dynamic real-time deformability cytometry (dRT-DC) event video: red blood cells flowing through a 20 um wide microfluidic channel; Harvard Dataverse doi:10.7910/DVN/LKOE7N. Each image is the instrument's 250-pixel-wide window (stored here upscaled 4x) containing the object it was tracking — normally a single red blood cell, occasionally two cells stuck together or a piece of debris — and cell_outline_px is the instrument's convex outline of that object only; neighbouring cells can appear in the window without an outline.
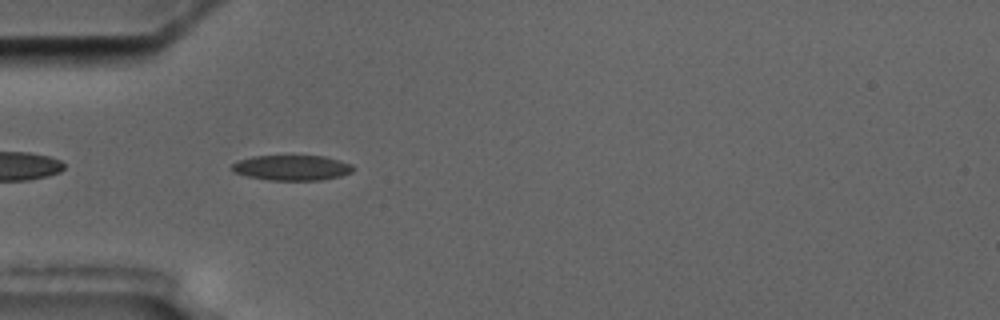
{"species": "common noctule bat (a hibernating species)", "species_latin": "Nyctalus noctula", "temperature_condition": "cold", "stored_images_in_passage": 7, "segment_of_instrument_passage": [2, 2], "camera_frame_rate_fps": 3000, "um_per_image_px": 0.085, "animal": {"sex": "male", "body_mass_g": 17.5, "forearm_length_mm": 52.3}, "frame": {"image": 1, "passage_image": 5, "time_ms": 5.333, "image_size_px": [1000, 320], "cell_outline_px": [[356, 168], [352, 172], [340, 176], [320, 180], [268, 180], [248, 176], [232, 172], [232, 164], [240, 160], [252, 156], [324, 156], [340, 160], [352, 164]], "centroid_in_image_um": [24.84, 14.26], "position_along_channel_um": 60.2, "area_um2": 17.86}}
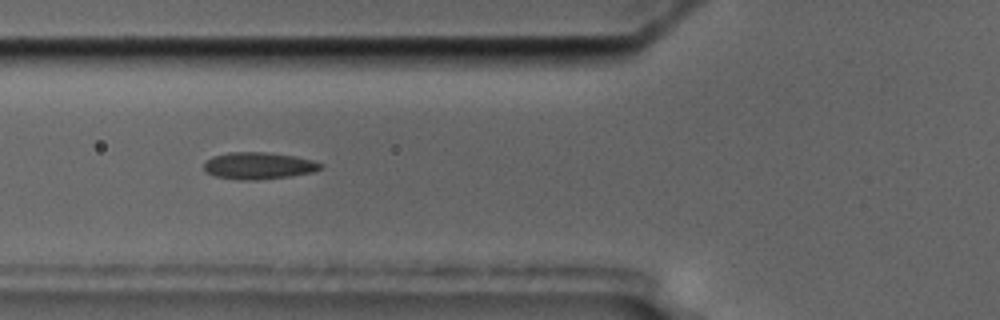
{"frame": {"image": 2, "passage_image": 6, "time_ms": 6.667, "image_size_px": [1000, 320], "cell_outline_px": [[324, 168], [316, 172], [292, 176], [256, 180], [240, 180], [216, 176], [204, 172], [204, 164], [212, 156], [228, 152], [268, 152], [296, 156], [312, 160], [324, 164]], "centroid_in_image_um": [22.03, 14.09], "position_along_channel_um": 103.8, "area_um2": 18.61}}